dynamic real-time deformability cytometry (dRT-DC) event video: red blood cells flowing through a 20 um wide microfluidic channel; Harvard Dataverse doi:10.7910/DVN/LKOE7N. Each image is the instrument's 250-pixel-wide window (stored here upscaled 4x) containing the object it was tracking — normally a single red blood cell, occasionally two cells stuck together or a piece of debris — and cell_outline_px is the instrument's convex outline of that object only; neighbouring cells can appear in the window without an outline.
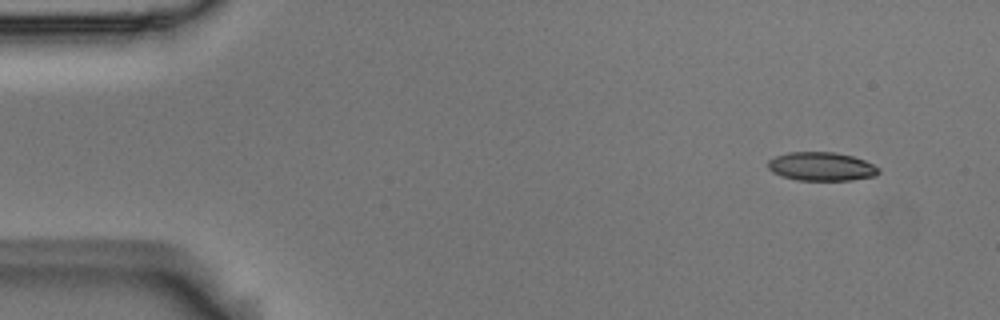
{"species": "Egyptian fruit bat (a non-hibernating species)", "species_latin": "Rousettus aegyptiacus", "temperature_condition": "room temperature", "stored_images_in_passage": 5, "segment_of_instrument_passage": [2, 2], "camera_frame_rate_fps": 3000, "um_per_image_px": 0.085, "animal": {"sex": "male"}, "frame": {"image": 1, "passage_image": 5, "time_ms": 1.333, "image_size_px": [1000, 320], "cell_outline_px": [[880, 172], [872, 176], [852, 180], [796, 180], [772, 172], [768, 168], [768, 160], [776, 156], [788, 152], [832, 152], [852, 156], [864, 160], [880, 168]], "centroid_in_image_um": [69.81, 14.15], "position_along_channel_um": 15.2, "area_um2": 18.32}}